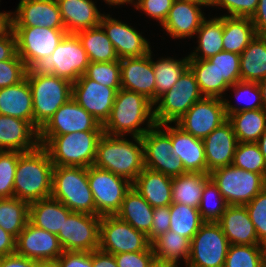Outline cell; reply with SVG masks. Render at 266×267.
<instances>
[{"mask_svg": "<svg viewBox=\"0 0 266 267\" xmlns=\"http://www.w3.org/2000/svg\"><path fill=\"white\" fill-rule=\"evenodd\" d=\"M228 207L217 185L209 178L204 185L198 207L204 222H218Z\"/></svg>", "mask_w": 266, "mask_h": 267, "instance_id": "obj_46", "label": "cell"}, {"mask_svg": "<svg viewBox=\"0 0 266 267\" xmlns=\"http://www.w3.org/2000/svg\"><path fill=\"white\" fill-rule=\"evenodd\" d=\"M155 125L154 104L139 93L121 88L117 91L110 117L103 125V133L142 137Z\"/></svg>", "mask_w": 266, "mask_h": 267, "instance_id": "obj_1", "label": "cell"}, {"mask_svg": "<svg viewBox=\"0 0 266 267\" xmlns=\"http://www.w3.org/2000/svg\"><path fill=\"white\" fill-rule=\"evenodd\" d=\"M178 1H183V2H190V3H194V4H197L201 7H212V3H213V0H178Z\"/></svg>", "mask_w": 266, "mask_h": 267, "instance_id": "obj_67", "label": "cell"}, {"mask_svg": "<svg viewBox=\"0 0 266 267\" xmlns=\"http://www.w3.org/2000/svg\"><path fill=\"white\" fill-rule=\"evenodd\" d=\"M190 242L188 238L168 230L155 238L151 242V247L155 259L170 263L174 267H179L181 264L180 262H184L182 264L185 265L187 264L190 256Z\"/></svg>", "mask_w": 266, "mask_h": 267, "instance_id": "obj_34", "label": "cell"}, {"mask_svg": "<svg viewBox=\"0 0 266 267\" xmlns=\"http://www.w3.org/2000/svg\"><path fill=\"white\" fill-rule=\"evenodd\" d=\"M0 1H1V0H0ZM0 13H11V11H10V12H9V11H7V12L5 11V12H0Z\"/></svg>", "mask_w": 266, "mask_h": 267, "instance_id": "obj_70", "label": "cell"}, {"mask_svg": "<svg viewBox=\"0 0 266 267\" xmlns=\"http://www.w3.org/2000/svg\"><path fill=\"white\" fill-rule=\"evenodd\" d=\"M188 67L193 72L204 97L223 99L227 96L225 93L231 85L221 77L214 64L208 59H189Z\"/></svg>", "mask_w": 266, "mask_h": 267, "instance_id": "obj_35", "label": "cell"}, {"mask_svg": "<svg viewBox=\"0 0 266 267\" xmlns=\"http://www.w3.org/2000/svg\"><path fill=\"white\" fill-rule=\"evenodd\" d=\"M203 97L195 76L188 67L171 89L154 103L156 125L174 124L196 101Z\"/></svg>", "mask_w": 266, "mask_h": 267, "instance_id": "obj_8", "label": "cell"}, {"mask_svg": "<svg viewBox=\"0 0 266 267\" xmlns=\"http://www.w3.org/2000/svg\"><path fill=\"white\" fill-rule=\"evenodd\" d=\"M51 197L73 212L96 215L85 167L54 166Z\"/></svg>", "mask_w": 266, "mask_h": 267, "instance_id": "obj_6", "label": "cell"}, {"mask_svg": "<svg viewBox=\"0 0 266 267\" xmlns=\"http://www.w3.org/2000/svg\"><path fill=\"white\" fill-rule=\"evenodd\" d=\"M152 51L142 57L120 59L121 88L134 91L155 103Z\"/></svg>", "mask_w": 266, "mask_h": 267, "instance_id": "obj_22", "label": "cell"}, {"mask_svg": "<svg viewBox=\"0 0 266 267\" xmlns=\"http://www.w3.org/2000/svg\"><path fill=\"white\" fill-rule=\"evenodd\" d=\"M228 90L234 91V98L244 103L240 106L233 105L227 97L223 98L227 117L233 113L263 108L261 92L257 82L240 80L231 85Z\"/></svg>", "mask_w": 266, "mask_h": 267, "instance_id": "obj_44", "label": "cell"}, {"mask_svg": "<svg viewBox=\"0 0 266 267\" xmlns=\"http://www.w3.org/2000/svg\"><path fill=\"white\" fill-rule=\"evenodd\" d=\"M203 143L208 175L218 168L232 165L238 140L228 120L204 138Z\"/></svg>", "mask_w": 266, "mask_h": 267, "instance_id": "obj_23", "label": "cell"}, {"mask_svg": "<svg viewBox=\"0 0 266 267\" xmlns=\"http://www.w3.org/2000/svg\"><path fill=\"white\" fill-rule=\"evenodd\" d=\"M64 252L56 234L28 222L16 238V253L39 262H54Z\"/></svg>", "mask_w": 266, "mask_h": 267, "instance_id": "obj_20", "label": "cell"}, {"mask_svg": "<svg viewBox=\"0 0 266 267\" xmlns=\"http://www.w3.org/2000/svg\"><path fill=\"white\" fill-rule=\"evenodd\" d=\"M210 178L204 173H185L172 179V203L199 207L205 182Z\"/></svg>", "mask_w": 266, "mask_h": 267, "instance_id": "obj_41", "label": "cell"}, {"mask_svg": "<svg viewBox=\"0 0 266 267\" xmlns=\"http://www.w3.org/2000/svg\"><path fill=\"white\" fill-rule=\"evenodd\" d=\"M32 102L27 78L16 85L0 88V115L20 118L34 126Z\"/></svg>", "mask_w": 266, "mask_h": 267, "instance_id": "obj_30", "label": "cell"}, {"mask_svg": "<svg viewBox=\"0 0 266 267\" xmlns=\"http://www.w3.org/2000/svg\"><path fill=\"white\" fill-rule=\"evenodd\" d=\"M224 267H266V247L230 245Z\"/></svg>", "mask_w": 266, "mask_h": 267, "instance_id": "obj_45", "label": "cell"}, {"mask_svg": "<svg viewBox=\"0 0 266 267\" xmlns=\"http://www.w3.org/2000/svg\"><path fill=\"white\" fill-rule=\"evenodd\" d=\"M92 265L93 267H118L114 255L100 249L92 251Z\"/></svg>", "mask_w": 266, "mask_h": 267, "instance_id": "obj_62", "label": "cell"}, {"mask_svg": "<svg viewBox=\"0 0 266 267\" xmlns=\"http://www.w3.org/2000/svg\"><path fill=\"white\" fill-rule=\"evenodd\" d=\"M89 59L75 33H67L53 53L36 61L29 70L34 75H56L72 83L84 75Z\"/></svg>", "mask_w": 266, "mask_h": 267, "instance_id": "obj_5", "label": "cell"}, {"mask_svg": "<svg viewBox=\"0 0 266 267\" xmlns=\"http://www.w3.org/2000/svg\"><path fill=\"white\" fill-rule=\"evenodd\" d=\"M242 81L259 82L266 78V37L256 35L240 54Z\"/></svg>", "mask_w": 266, "mask_h": 267, "instance_id": "obj_36", "label": "cell"}, {"mask_svg": "<svg viewBox=\"0 0 266 267\" xmlns=\"http://www.w3.org/2000/svg\"><path fill=\"white\" fill-rule=\"evenodd\" d=\"M131 138L103 133L97 143L93 166L111 171L133 183L145 166L142 138Z\"/></svg>", "mask_w": 266, "mask_h": 267, "instance_id": "obj_2", "label": "cell"}, {"mask_svg": "<svg viewBox=\"0 0 266 267\" xmlns=\"http://www.w3.org/2000/svg\"><path fill=\"white\" fill-rule=\"evenodd\" d=\"M11 28L16 37L17 54L27 69L36 61L50 56L67 34L65 29L43 26Z\"/></svg>", "mask_w": 266, "mask_h": 267, "instance_id": "obj_14", "label": "cell"}, {"mask_svg": "<svg viewBox=\"0 0 266 267\" xmlns=\"http://www.w3.org/2000/svg\"><path fill=\"white\" fill-rule=\"evenodd\" d=\"M208 60L214 64L221 77H224L230 85L241 80L239 54L223 50Z\"/></svg>", "mask_w": 266, "mask_h": 267, "instance_id": "obj_50", "label": "cell"}, {"mask_svg": "<svg viewBox=\"0 0 266 267\" xmlns=\"http://www.w3.org/2000/svg\"><path fill=\"white\" fill-rule=\"evenodd\" d=\"M228 121L238 142L256 143L266 129V110L261 108L233 113L228 116Z\"/></svg>", "mask_w": 266, "mask_h": 267, "instance_id": "obj_37", "label": "cell"}, {"mask_svg": "<svg viewBox=\"0 0 266 267\" xmlns=\"http://www.w3.org/2000/svg\"><path fill=\"white\" fill-rule=\"evenodd\" d=\"M116 216L146 235L151 231L153 207L133 187L126 192Z\"/></svg>", "mask_w": 266, "mask_h": 267, "instance_id": "obj_32", "label": "cell"}, {"mask_svg": "<svg viewBox=\"0 0 266 267\" xmlns=\"http://www.w3.org/2000/svg\"><path fill=\"white\" fill-rule=\"evenodd\" d=\"M16 252V238L0 226V257Z\"/></svg>", "mask_w": 266, "mask_h": 267, "instance_id": "obj_61", "label": "cell"}, {"mask_svg": "<svg viewBox=\"0 0 266 267\" xmlns=\"http://www.w3.org/2000/svg\"><path fill=\"white\" fill-rule=\"evenodd\" d=\"M87 173L96 206V216L116 215L132 183L111 171L93 165L87 168Z\"/></svg>", "mask_w": 266, "mask_h": 267, "instance_id": "obj_12", "label": "cell"}, {"mask_svg": "<svg viewBox=\"0 0 266 267\" xmlns=\"http://www.w3.org/2000/svg\"><path fill=\"white\" fill-rule=\"evenodd\" d=\"M73 132H103V125L72 97L57 109L39 130V135H64Z\"/></svg>", "mask_w": 266, "mask_h": 267, "instance_id": "obj_18", "label": "cell"}, {"mask_svg": "<svg viewBox=\"0 0 266 267\" xmlns=\"http://www.w3.org/2000/svg\"><path fill=\"white\" fill-rule=\"evenodd\" d=\"M245 207L254 225L259 243L266 247V187L245 204Z\"/></svg>", "mask_w": 266, "mask_h": 267, "instance_id": "obj_51", "label": "cell"}, {"mask_svg": "<svg viewBox=\"0 0 266 267\" xmlns=\"http://www.w3.org/2000/svg\"><path fill=\"white\" fill-rule=\"evenodd\" d=\"M209 176L228 205H245L266 187V178L262 174L233 165L218 168Z\"/></svg>", "mask_w": 266, "mask_h": 267, "instance_id": "obj_9", "label": "cell"}, {"mask_svg": "<svg viewBox=\"0 0 266 267\" xmlns=\"http://www.w3.org/2000/svg\"><path fill=\"white\" fill-rule=\"evenodd\" d=\"M17 54L16 37L12 28L0 37V61L12 59Z\"/></svg>", "mask_w": 266, "mask_h": 267, "instance_id": "obj_58", "label": "cell"}, {"mask_svg": "<svg viewBox=\"0 0 266 267\" xmlns=\"http://www.w3.org/2000/svg\"><path fill=\"white\" fill-rule=\"evenodd\" d=\"M232 165L246 171L262 174L266 178V161L257 143L238 142Z\"/></svg>", "mask_w": 266, "mask_h": 267, "instance_id": "obj_47", "label": "cell"}, {"mask_svg": "<svg viewBox=\"0 0 266 267\" xmlns=\"http://www.w3.org/2000/svg\"><path fill=\"white\" fill-rule=\"evenodd\" d=\"M229 246L218 222H204L190 242L185 267H224Z\"/></svg>", "mask_w": 266, "mask_h": 267, "instance_id": "obj_11", "label": "cell"}, {"mask_svg": "<svg viewBox=\"0 0 266 267\" xmlns=\"http://www.w3.org/2000/svg\"><path fill=\"white\" fill-rule=\"evenodd\" d=\"M195 36L198 43L188 54L189 59H209L223 51V15L206 17Z\"/></svg>", "mask_w": 266, "mask_h": 267, "instance_id": "obj_33", "label": "cell"}, {"mask_svg": "<svg viewBox=\"0 0 266 267\" xmlns=\"http://www.w3.org/2000/svg\"><path fill=\"white\" fill-rule=\"evenodd\" d=\"M53 167L50 156L42 145L23 152L17 163L14 197L28 204L51 197Z\"/></svg>", "mask_w": 266, "mask_h": 267, "instance_id": "obj_3", "label": "cell"}, {"mask_svg": "<svg viewBox=\"0 0 266 267\" xmlns=\"http://www.w3.org/2000/svg\"><path fill=\"white\" fill-rule=\"evenodd\" d=\"M29 222V204L19 198L0 199V226L15 238Z\"/></svg>", "mask_w": 266, "mask_h": 267, "instance_id": "obj_42", "label": "cell"}, {"mask_svg": "<svg viewBox=\"0 0 266 267\" xmlns=\"http://www.w3.org/2000/svg\"><path fill=\"white\" fill-rule=\"evenodd\" d=\"M71 212L59 200L49 197L29 204V222L37 228L57 235L59 230H62L64 219Z\"/></svg>", "mask_w": 266, "mask_h": 267, "instance_id": "obj_31", "label": "cell"}, {"mask_svg": "<svg viewBox=\"0 0 266 267\" xmlns=\"http://www.w3.org/2000/svg\"><path fill=\"white\" fill-rule=\"evenodd\" d=\"M218 223L230 245H261L245 205H228Z\"/></svg>", "mask_w": 266, "mask_h": 267, "instance_id": "obj_26", "label": "cell"}, {"mask_svg": "<svg viewBox=\"0 0 266 267\" xmlns=\"http://www.w3.org/2000/svg\"><path fill=\"white\" fill-rule=\"evenodd\" d=\"M89 62H111L120 60L113 44L101 25L78 31Z\"/></svg>", "mask_w": 266, "mask_h": 267, "instance_id": "obj_39", "label": "cell"}, {"mask_svg": "<svg viewBox=\"0 0 266 267\" xmlns=\"http://www.w3.org/2000/svg\"><path fill=\"white\" fill-rule=\"evenodd\" d=\"M258 85L261 92L263 108L266 110V78H263L261 81H259Z\"/></svg>", "mask_w": 266, "mask_h": 267, "instance_id": "obj_65", "label": "cell"}, {"mask_svg": "<svg viewBox=\"0 0 266 267\" xmlns=\"http://www.w3.org/2000/svg\"><path fill=\"white\" fill-rule=\"evenodd\" d=\"M174 125H171L173 153L182 162L185 171L188 173L207 174L203 140L185 132L175 123Z\"/></svg>", "mask_w": 266, "mask_h": 267, "instance_id": "obj_27", "label": "cell"}, {"mask_svg": "<svg viewBox=\"0 0 266 267\" xmlns=\"http://www.w3.org/2000/svg\"><path fill=\"white\" fill-rule=\"evenodd\" d=\"M27 67L16 54L12 59L0 61V88L16 85L26 78Z\"/></svg>", "mask_w": 266, "mask_h": 267, "instance_id": "obj_52", "label": "cell"}, {"mask_svg": "<svg viewBox=\"0 0 266 267\" xmlns=\"http://www.w3.org/2000/svg\"><path fill=\"white\" fill-rule=\"evenodd\" d=\"M151 246L146 234L120 220L116 215L100 220L99 249L109 254L141 252Z\"/></svg>", "mask_w": 266, "mask_h": 267, "instance_id": "obj_13", "label": "cell"}, {"mask_svg": "<svg viewBox=\"0 0 266 267\" xmlns=\"http://www.w3.org/2000/svg\"><path fill=\"white\" fill-rule=\"evenodd\" d=\"M21 152L0 151V199L14 197V178Z\"/></svg>", "mask_w": 266, "mask_h": 267, "instance_id": "obj_49", "label": "cell"}, {"mask_svg": "<svg viewBox=\"0 0 266 267\" xmlns=\"http://www.w3.org/2000/svg\"><path fill=\"white\" fill-rule=\"evenodd\" d=\"M100 25L113 44L119 59L142 57L151 52L150 42L135 27L105 12Z\"/></svg>", "mask_w": 266, "mask_h": 267, "instance_id": "obj_19", "label": "cell"}, {"mask_svg": "<svg viewBox=\"0 0 266 267\" xmlns=\"http://www.w3.org/2000/svg\"><path fill=\"white\" fill-rule=\"evenodd\" d=\"M26 78L32 92L34 127L39 131L72 98V82L56 75H34L29 69Z\"/></svg>", "mask_w": 266, "mask_h": 267, "instance_id": "obj_7", "label": "cell"}, {"mask_svg": "<svg viewBox=\"0 0 266 267\" xmlns=\"http://www.w3.org/2000/svg\"><path fill=\"white\" fill-rule=\"evenodd\" d=\"M148 267H174V266L170 263H166L164 261L154 259Z\"/></svg>", "mask_w": 266, "mask_h": 267, "instance_id": "obj_68", "label": "cell"}, {"mask_svg": "<svg viewBox=\"0 0 266 267\" xmlns=\"http://www.w3.org/2000/svg\"><path fill=\"white\" fill-rule=\"evenodd\" d=\"M169 210L171 215L169 230L191 241L204 223L198 208L181 203H172Z\"/></svg>", "mask_w": 266, "mask_h": 267, "instance_id": "obj_43", "label": "cell"}, {"mask_svg": "<svg viewBox=\"0 0 266 267\" xmlns=\"http://www.w3.org/2000/svg\"><path fill=\"white\" fill-rule=\"evenodd\" d=\"M172 179L161 172L144 168L132 187L153 207L172 204Z\"/></svg>", "mask_w": 266, "mask_h": 267, "instance_id": "obj_29", "label": "cell"}, {"mask_svg": "<svg viewBox=\"0 0 266 267\" xmlns=\"http://www.w3.org/2000/svg\"><path fill=\"white\" fill-rule=\"evenodd\" d=\"M117 90L98 83L85 74L72 83V97L101 125L109 119Z\"/></svg>", "mask_w": 266, "mask_h": 267, "instance_id": "obj_17", "label": "cell"}, {"mask_svg": "<svg viewBox=\"0 0 266 267\" xmlns=\"http://www.w3.org/2000/svg\"><path fill=\"white\" fill-rule=\"evenodd\" d=\"M262 155L264 156V159L266 161V129L264 133L261 135L259 140L256 142Z\"/></svg>", "mask_w": 266, "mask_h": 267, "instance_id": "obj_66", "label": "cell"}, {"mask_svg": "<svg viewBox=\"0 0 266 267\" xmlns=\"http://www.w3.org/2000/svg\"><path fill=\"white\" fill-rule=\"evenodd\" d=\"M144 166L171 178L187 173L182 162L173 153L171 123L155 125L142 137Z\"/></svg>", "mask_w": 266, "mask_h": 267, "instance_id": "obj_10", "label": "cell"}, {"mask_svg": "<svg viewBox=\"0 0 266 267\" xmlns=\"http://www.w3.org/2000/svg\"><path fill=\"white\" fill-rule=\"evenodd\" d=\"M11 28V13H0V37Z\"/></svg>", "mask_w": 266, "mask_h": 267, "instance_id": "obj_63", "label": "cell"}, {"mask_svg": "<svg viewBox=\"0 0 266 267\" xmlns=\"http://www.w3.org/2000/svg\"><path fill=\"white\" fill-rule=\"evenodd\" d=\"M251 20L256 35L266 37V0H259L257 10Z\"/></svg>", "mask_w": 266, "mask_h": 267, "instance_id": "obj_60", "label": "cell"}, {"mask_svg": "<svg viewBox=\"0 0 266 267\" xmlns=\"http://www.w3.org/2000/svg\"><path fill=\"white\" fill-rule=\"evenodd\" d=\"M227 120L223 99L203 97L196 101L175 124L195 138L203 140Z\"/></svg>", "mask_w": 266, "mask_h": 267, "instance_id": "obj_16", "label": "cell"}, {"mask_svg": "<svg viewBox=\"0 0 266 267\" xmlns=\"http://www.w3.org/2000/svg\"><path fill=\"white\" fill-rule=\"evenodd\" d=\"M105 2V4L109 5V7H113V6H119L121 5V7H123L122 5L125 6V4H132L134 5V0H103Z\"/></svg>", "mask_w": 266, "mask_h": 267, "instance_id": "obj_64", "label": "cell"}, {"mask_svg": "<svg viewBox=\"0 0 266 267\" xmlns=\"http://www.w3.org/2000/svg\"><path fill=\"white\" fill-rule=\"evenodd\" d=\"M259 0H213L212 7L227 10V17L252 18L258 7Z\"/></svg>", "mask_w": 266, "mask_h": 267, "instance_id": "obj_53", "label": "cell"}, {"mask_svg": "<svg viewBox=\"0 0 266 267\" xmlns=\"http://www.w3.org/2000/svg\"><path fill=\"white\" fill-rule=\"evenodd\" d=\"M202 8L194 3L175 0L161 28L173 39L196 38V32L206 18Z\"/></svg>", "mask_w": 266, "mask_h": 267, "instance_id": "obj_25", "label": "cell"}, {"mask_svg": "<svg viewBox=\"0 0 266 267\" xmlns=\"http://www.w3.org/2000/svg\"><path fill=\"white\" fill-rule=\"evenodd\" d=\"M169 206L153 208V221L150 233L147 235L150 242L167 232L170 228Z\"/></svg>", "mask_w": 266, "mask_h": 267, "instance_id": "obj_56", "label": "cell"}, {"mask_svg": "<svg viewBox=\"0 0 266 267\" xmlns=\"http://www.w3.org/2000/svg\"><path fill=\"white\" fill-rule=\"evenodd\" d=\"M120 60L111 62H89L85 75L117 91L121 89Z\"/></svg>", "mask_w": 266, "mask_h": 267, "instance_id": "obj_48", "label": "cell"}, {"mask_svg": "<svg viewBox=\"0 0 266 267\" xmlns=\"http://www.w3.org/2000/svg\"><path fill=\"white\" fill-rule=\"evenodd\" d=\"M101 216L71 212L57 234L64 251L92 252L99 249Z\"/></svg>", "mask_w": 266, "mask_h": 267, "instance_id": "obj_15", "label": "cell"}, {"mask_svg": "<svg viewBox=\"0 0 266 267\" xmlns=\"http://www.w3.org/2000/svg\"><path fill=\"white\" fill-rule=\"evenodd\" d=\"M39 143V131L28 121L0 115V151L29 152Z\"/></svg>", "mask_w": 266, "mask_h": 267, "instance_id": "obj_24", "label": "cell"}, {"mask_svg": "<svg viewBox=\"0 0 266 267\" xmlns=\"http://www.w3.org/2000/svg\"><path fill=\"white\" fill-rule=\"evenodd\" d=\"M152 63L155 77V102L165 92L177 82L182 73L188 68L189 56L186 55L182 59L174 57H158V60H153Z\"/></svg>", "mask_w": 266, "mask_h": 267, "instance_id": "obj_40", "label": "cell"}, {"mask_svg": "<svg viewBox=\"0 0 266 267\" xmlns=\"http://www.w3.org/2000/svg\"><path fill=\"white\" fill-rule=\"evenodd\" d=\"M39 261L18 255L16 252L0 257V267H40Z\"/></svg>", "mask_w": 266, "mask_h": 267, "instance_id": "obj_59", "label": "cell"}, {"mask_svg": "<svg viewBox=\"0 0 266 267\" xmlns=\"http://www.w3.org/2000/svg\"><path fill=\"white\" fill-rule=\"evenodd\" d=\"M118 267H148L155 259L152 247L141 252H126L114 254Z\"/></svg>", "mask_w": 266, "mask_h": 267, "instance_id": "obj_55", "label": "cell"}, {"mask_svg": "<svg viewBox=\"0 0 266 267\" xmlns=\"http://www.w3.org/2000/svg\"><path fill=\"white\" fill-rule=\"evenodd\" d=\"M65 29L56 0H20L11 11V27Z\"/></svg>", "mask_w": 266, "mask_h": 267, "instance_id": "obj_21", "label": "cell"}, {"mask_svg": "<svg viewBox=\"0 0 266 267\" xmlns=\"http://www.w3.org/2000/svg\"><path fill=\"white\" fill-rule=\"evenodd\" d=\"M256 36L251 18L223 16V50L241 54Z\"/></svg>", "mask_w": 266, "mask_h": 267, "instance_id": "obj_38", "label": "cell"}, {"mask_svg": "<svg viewBox=\"0 0 266 267\" xmlns=\"http://www.w3.org/2000/svg\"><path fill=\"white\" fill-rule=\"evenodd\" d=\"M175 0H135L134 8L142 11L144 14L154 20H157L162 26L167 19L169 11Z\"/></svg>", "mask_w": 266, "mask_h": 267, "instance_id": "obj_54", "label": "cell"}, {"mask_svg": "<svg viewBox=\"0 0 266 267\" xmlns=\"http://www.w3.org/2000/svg\"><path fill=\"white\" fill-rule=\"evenodd\" d=\"M40 267H59V266L54 261V262H42V263H40Z\"/></svg>", "mask_w": 266, "mask_h": 267, "instance_id": "obj_69", "label": "cell"}, {"mask_svg": "<svg viewBox=\"0 0 266 267\" xmlns=\"http://www.w3.org/2000/svg\"><path fill=\"white\" fill-rule=\"evenodd\" d=\"M67 33L89 29L100 25L101 13L97 1L93 0H56Z\"/></svg>", "mask_w": 266, "mask_h": 267, "instance_id": "obj_28", "label": "cell"}, {"mask_svg": "<svg viewBox=\"0 0 266 267\" xmlns=\"http://www.w3.org/2000/svg\"><path fill=\"white\" fill-rule=\"evenodd\" d=\"M103 132H73L64 135H39V143L48 152L54 166L93 165L96 147Z\"/></svg>", "mask_w": 266, "mask_h": 267, "instance_id": "obj_4", "label": "cell"}, {"mask_svg": "<svg viewBox=\"0 0 266 267\" xmlns=\"http://www.w3.org/2000/svg\"><path fill=\"white\" fill-rule=\"evenodd\" d=\"M59 267H93L92 252L64 251L55 261Z\"/></svg>", "mask_w": 266, "mask_h": 267, "instance_id": "obj_57", "label": "cell"}]
</instances>
